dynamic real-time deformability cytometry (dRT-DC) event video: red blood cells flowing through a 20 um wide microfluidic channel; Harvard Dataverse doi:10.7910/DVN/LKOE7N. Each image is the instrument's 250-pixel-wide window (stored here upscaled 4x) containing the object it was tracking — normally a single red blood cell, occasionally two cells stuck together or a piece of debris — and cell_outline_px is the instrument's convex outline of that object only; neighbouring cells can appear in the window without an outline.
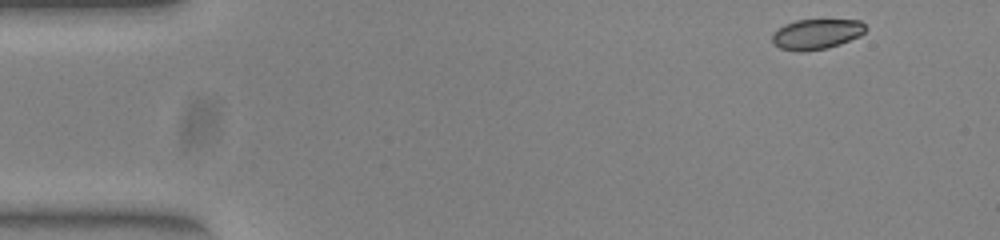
{"species": "common noctule bat (a hibernating species)", "species_latin": "Nyctalus noctula", "temperature_condition": "warm", "stored_images_in_passage": 49, "camera_frame_rate_fps": 3000, "um_per_image_px": 0.085, "animal": {"sex": "female", "body_mass_g": 23.0, "forearm_length_mm": 53.4}, "frame": {"image": 1, "passage_image": 1, "time_ms": 0.0, "image_size_px": [1000, 240], "cell_outline_px": [[868, 28], [860, 36], [840, 44], [828, 48], [804, 52], [800, 52], [780, 48], [772, 44], [772, 32], [784, 24], [796, 20], [860, 20]], "centroid_in_image_um": [69.38, 2.9], "position_along_channel_um": 15.6, "area_um2": 16.7}}
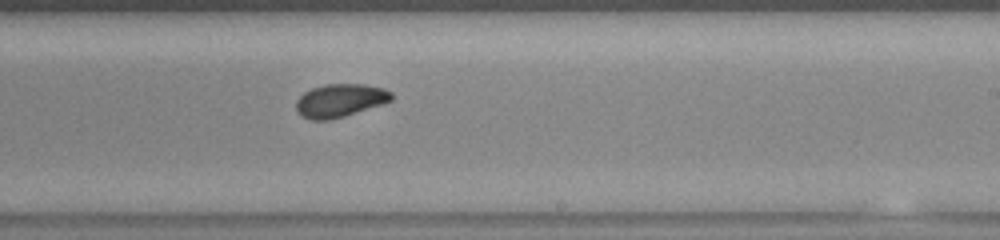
{"frame": {"image": 2, "passage_image": 28, "time_ms": 9.0, "image_size_px": [1000, 240], "cell_outline_px": [[392, 100], [384, 104], [344, 116], [328, 120], [308, 120], [300, 116], [296, 112], [296, 100], [304, 92], [312, 88], [324, 84], [364, 84], [384, 88], [392, 92]], "centroid_in_image_um": [28.88, 8.55], "position_along_channel_um": 260.1, "area_um2": 18.67}}
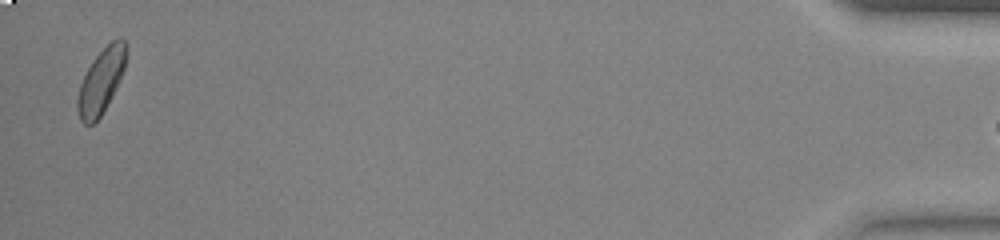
{"frame": {"image": 3, "passage_image": 48, "time_ms": 15.667, "image_size_px": [1000, 240], "cell_outline_px": [[128, 52], [124, 68], [120, 80], [112, 96], [100, 116], [92, 124], [84, 124], [80, 120], [76, 108], [76, 100], [80, 84], [92, 60], [112, 40], [120, 36], [128, 44]], "centroid_in_image_um": [8.61, 6.86], "position_along_channel_um": 426.6, "area_um2": 18.44}}